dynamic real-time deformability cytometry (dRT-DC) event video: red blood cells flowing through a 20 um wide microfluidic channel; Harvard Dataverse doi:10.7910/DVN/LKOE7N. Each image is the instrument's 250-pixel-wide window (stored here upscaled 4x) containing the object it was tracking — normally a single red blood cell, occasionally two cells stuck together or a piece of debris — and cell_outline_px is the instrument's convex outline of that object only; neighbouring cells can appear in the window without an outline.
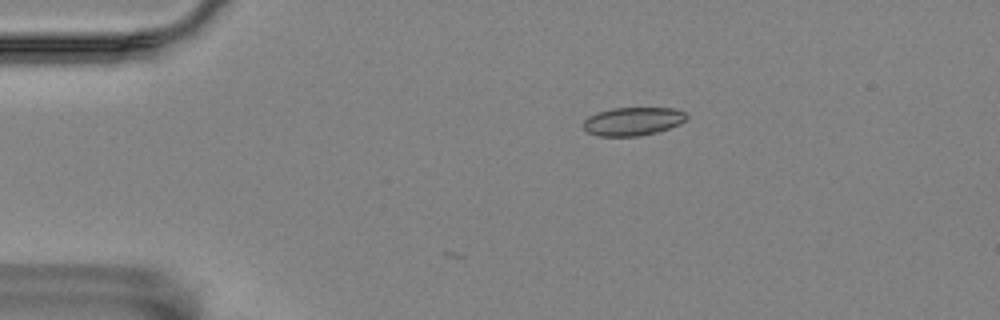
{"species": "Egyptian fruit bat (a non-hibernating species)", "species_latin": "Rousettus aegyptiacus", "temperature_condition": "room temperature", "stored_images_in_passage": 4, "camera_frame_rate_fps": 3000, "um_per_image_px": 0.085, "animal": {"sex": "female"}, "frame": {"image": 1, "passage_image": 1, "time_ms": 0.0, "image_size_px": [1000, 320], "cell_outline_px": [[688, 116], [680, 124], [656, 132], [636, 136], [600, 136], [588, 132], [584, 128], [584, 120], [588, 116], [612, 108], [672, 108], [684, 112]], "centroid_in_image_um": [53.79, 10.31], "position_along_channel_um": 31.2, "area_um2": 16.76}}